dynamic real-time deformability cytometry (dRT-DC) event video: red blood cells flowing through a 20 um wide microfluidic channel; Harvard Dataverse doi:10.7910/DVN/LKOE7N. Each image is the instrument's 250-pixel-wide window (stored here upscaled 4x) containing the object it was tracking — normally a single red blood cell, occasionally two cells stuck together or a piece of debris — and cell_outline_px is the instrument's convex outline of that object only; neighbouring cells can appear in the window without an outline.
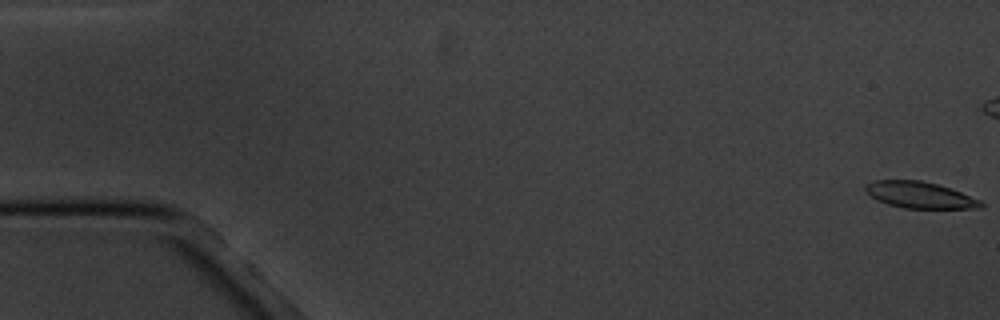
{"species": "common noctule bat (a hibernating species)", "species_latin": "Nyctalus noctula", "temperature_condition": "cold", "stored_images_in_passage": 6, "camera_frame_rate_fps": 3000, "um_per_image_px": 0.085, "animal": {"sex": "male", "body_mass_g": 20.1, "forearm_length_mm": 53.5}, "frame": {"image": 1, "passage_image": 1, "time_ms": 0.0, "image_size_px": [1000, 320], "cell_outline_px": [[984, 208], [904, 208], [888, 204], [876, 200], [864, 192], [864, 184], [872, 180], [920, 180], [936, 184], [960, 192], [980, 200], [984, 204]], "centroid_in_image_um": [78.11, 16.57], "position_along_channel_um": 6.9, "area_um2": 17.8}}
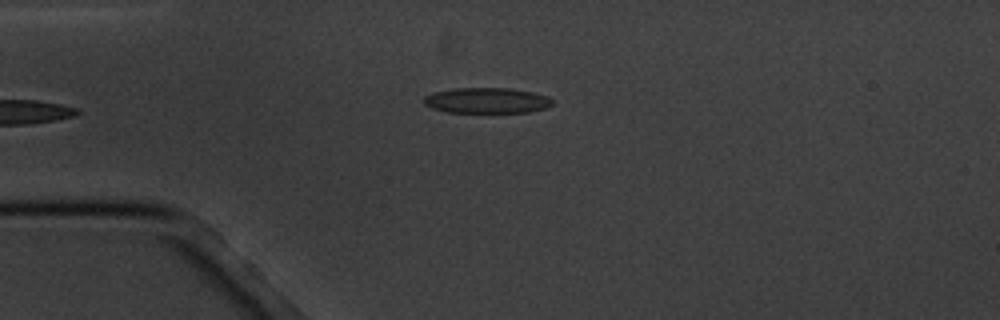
{"frame": {"image": 2, "passage_image": 5, "time_ms": 6.333, "image_size_px": [1000, 320], "cell_outline_px": [[552, 104], [544, 108], [528, 112], [444, 112], [432, 108], [424, 104], [424, 96], [432, 92], [452, 88], [508, 88], [532, 92], [548, 96], [552, 100]], "centroid_in_image_um": [41.33, 8.53], "position_along_channel_um": 43.7, "area_um2": 19.13}}